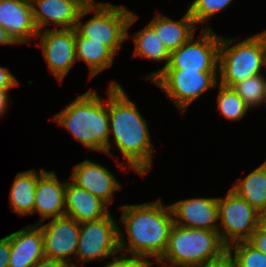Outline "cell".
<instances>
[{
	"label": "cell",
	"mask_w": 266,
	"mask_h": 267,
	"mask_svg": "<svg viewBox=\"0 0 266 267\" xmlns=\"http://www.w3.org/2000/svg\"><path fill=\"white\" fill-rule=\"evenodd\" d=\"M178 49L170 52L169 64L163 70L218 72L221 35L213 29H202Z\"/></svg>",
	"instance_id": "30bf717a"
},
{
	"label": "cell",
	"mask_w": 266,
	"mask_h": 267,
	"mask_svg": "<svg viewBox=\"0 0 266 267\" xmlns=\"http://www.w3.org/2000/svg\"><path fill=\"white\" fill-rule=\"evenodd\" d=\"M75 48L77 62L83 61L88 66L89 81L109 69L116 58V55L107 46L82 37L76 30Z\"/></svg>",
	"instance_id": "7402d4cb"
},
{
	"label": "cell",
	"mask_w": 266,
	"mask_h": 267,
	"mask_svg": "<svg viewBox=\"0 0 266 267\" xmlns=\"http://www.w3.org/2000/svg\"><path fill=\"white\" fill-rule=\"evenodd\" d=\"M258 229L266 233V210L259 212L258 215Z\"/></svg>",
	"instance_id": "8d00e7d4"
},
{
	"label": "cell",
	"mask_w": 266,
	"mask_h": 267,
	"mask_svg": "<svg viewBox=\"0 0 266 267\" xmlns=\"http://www.w3.org/2000/svg\"><path fill=\"white\" fill-rule=\"evenodd\" d=\"M232 89L249 109H257L261 105H266V75L264 73L247 78L235 84Z\"/></svg>",
	"instance_id": "d4e9b609"
},
{
	"label": "cell",
	"mask_w": 266,
	"mask_h": 267,
	"mask_svg": "<svg viewBox=\"0 0 266 267\" xmlns=\"http://www.w3.org/2000/svg\"><path fill=\"white\" fill-rule=\"evenodd\" d=\"M33 267H74L68 262H64L61 260L43 258L38 261Z\"/></svg>",
	"instance_id": "836d02e7"
},
{
	"label": "cell",
	"mask_w": 266,
	"mask_h": 267,
	"mask_svg": "<svg viewBox=\"0 0 266 267\" xmlns=\"http://www.w3.org/2000/svg\"><path fill=\"white\" fill-rule=\"evenodd\" d=\"M10 253V237L7 235L0 239V267H8Z\"/></svg>",
	"instance_id": "4dcf8cb0"
},
{
	"label": "cell",
	"mask_w": 266,
	"mask_h": 267,
	"mask_svg": "<svg viewBox=\"0 0 266 267\" xmlns=\"http://www.w3.org/2000/svg\"><path fill=\"white\" fill-rule=\"evenodd\" d=\"M248 242L257 250L266 255V233L260 231L258 228L253 232Z\"/></svg>",
	"instance_id": "d6a6232c"
},
{
	"label": "cell",
	"mask_w": 266,
	"mask_h": 267,
	"mask_svg": "<svg viewBox=\"0 0 266 267\" xmlns=\"http://www.w3.org/2000/svg\"><path fill=\"white\" fill-rule=\"evenodd\" d=\"M222 37L219 46L218 83L232 88L266 71V29L246 39Z\"/></svg>",
	"instance_id": "5b68a950"
},
{
	"label": "cell",
	"mask_w": 266,
	"mask_h": 267,
	"mask_svg": "<svg viewBox=\"0 0 266 267\" xmlns=\"http://www.w3.org/2000/svg\"><path fill=\"white\" fill-rule=\"evenodd\" d=\"M65 181H61L55 171L41 168L37 171L35 190V205L33 214H39L40 219L34 223H45L47 219L65 215Z\"/></svg>",
	"instance_id": "5bb4252c"
},
{
	"label": "cell",
	"mask_w": 266,
	"mask_h": 267,
	"mask_svg": "<svg viewBox=\"0 0 266 267\" xmlns=\"http://www.w3.org/2000/svg\"><path fill=\"white\" fill-rule=\"evenodd\" d=\"M200 267H237L234 258L226 251L220 258L210 261Z\"/></svg>",
	"instance_id": "1f68e13d"
},
{
	"label": "cell",
	"mask_w": 266,
	"mask_h": 267,
	"mask_svg": "<svg viewBox=\"0 0 266 267\" xmlns=\"http://www.w3.org/2000/svg\"><path fill=\"white\" fill-rule=\"evenodd\" d=\"M227 251L218 230L188 228L174 224L159 267H200Z\"/></svg>",
	"instance_id": "277c9868"
},
{
	"label": "cell",
	"mask_w": 266,
	"mask_h": 267,
	"mask_svg": "<svg viewBox=\"0 0 266 267\" xmlns=\"http://www.w3.org/2000/svg\"><path fill=\"white\" fill-rule=\"evenodd\" d=\"M174 224L218 230V197H195L169 204Z\"/></svg>",
	"instance_id": "9a60e30c"
},
{
	"label": "cell",
	"mask_w": 266,
	"mask_h": 267,
	"mask_svg": "<svg viewBox=\"0 0 266 267\" xmlns=\"http://www.w3.org/2000/svg\"><path fill=\"white\" fill-rule=\"evenodd\" d=\"M1 45H17L8 35L7 31L0 25V46Z\"/></svg>",
	"instance_id": "d590c367"
},
{
	"label": "cell",
	"mask_w": 266,
	"mask_h": 267,
	"mask_svg": "<svg viewBox=\"0 0 266 267\" xmlns=\"http://www.w3.org/2000/svg\"><path fill=\"white\" fill-rule=\"evenodd\" d=\"M227 251L234 258L237 267H266V255L248 241L231 244Z\"/></svg>",
	"instance_id": "83f0119b"
},
{
	"label": "cell",
	"mask_w": 266,
	"mask_h": 267,
	"mask_svg": "<svg viewBox=\"0 0 266 267\" xmlns=\"http://www.w3.org/2000/svg\"><path fill=\"white\" fill-rule=\"evenodd\" d=\"M108 113V155L117 161L120 171L130 172L131 168L138 176L146 175L151 171L155 149L148 121L142 116L136 103L127 96L121 84L115 80L108 85ZM112 141L123 156V162L113 156Z\"/></svg>",
	"instance_id": "6da1fadb"
},
{
	"label": "cell",
	"mask_w": 266,
	"mask_h": 267,
	"mask_svg": "<svg viewBox=\"0 0 266 267\" xmlns=\"http://www.w3.org/2000/svg\"><path fill=\"white\" fill-rule=\"evenodd\" d=\"M9 92L10 90L0 89V117L6 114L7 109H9Z\"/></svg>",
	"instance_id": "e575fe53"
},
{
	"label": "cell",
	"mask_w": 266,
	"mask_h": 267,
	"mask_svg": "<svg viewBox=\"0 0 266 267\" xmlns=\"http://www.w3.org/2000/svg\"><path fill=\"white\" fill-rule=\"evenodd\" d=\"M118 230V221L111 212L101 219L80 223L75 267H79L78 262H101L120 253Z\"/></svg>",
	"instance_id": "ba28073f"
},
{
	"label": "cell",
	"mask_w": 266,
	"mask_h": 267,
	"mask_svg": "<svg viewBox=\"0 0 266 267\" xmlns=\"http://www.w3.org/2000/svg\"><path fill=\"white\" fill-rule=\"evenodd\" d=\"M139 15L133 12L128 22L127 27V38H132L134 42V53L133 57H141L148 59L153 62L162 63V68L153 71L149 75L145 76L150 82L169 64L170 52L164 46L162 41L157 36L155 30L147 23L140 31L134 33L132 37L129 34V28L138 20Z\"/></svg>",
	"instance_id": "ffe728a7"
},
{
	"label": "cell",
	"mask_w": 266,
	"mask_h": 267,
	"mask_svg": "<svg viewBox=\"0 0 266 267\" xmlns=\"http://www.w3.org/2000/svg\"><path fill=\"white\" fill-rule=\"evenodd\" d=\"M19 80L7 67L0 66V89L11 90L18 87Z\"/></svg>",
	"instance_id": "f546056e"
},
{
	"label": "cell",
	"mask_w": 266,
	"mask_h": 267,
	"mask_svg": "<svg viewBox=\"0 0 266 267\" xmlns=\"http://www.w3.org/2000/svg\"><path fill=\"white\" fill-rule=\"evenodd\" d=\"M259 212L229 188L225 197H218V232L222 243L248 241L258 228Z\"/></svg>",
	"instance_id": "9c48e42d"
},
{
	"label": "cell",
	"mask_w": 266,
	"mask_h": 267,
	"mask_svg": "<svg viewBox=\"0 0 266 267\" xmlns=\"http://www.w3.org/2000/svg\"><path fill=\"white\" fill-rule=\"evenodd\" d=\"M148 24L155 30L157 36H159V39L169 52L178 49L186 43L196 33L198 28L188 10L178 20L171 19L170 16L157 12Z\"/></svg>",
	"instance_id": "44dd1931"
},
{
	"label": "cell",
	"mask_w": 266,
	"mask_h": 267,
	"mask_svg": "<svg viewBox=\"0 0 266 267\" xmlns=\"http://www.w3.org/2000/svg\"><path fill=\"white\" fill-rule=\"evenodd\" d=\"M107 98L102 99L97 90L89 89L79 94L52 121L69 131L89 151L108 155L109 113Z\"/></svg>",
	"instance_id": "3957f363"
},
{
	"label": "cell",
	"mask_w": 266,
	"mask_h": 267,
	"mask_svg": "<svg viewBox=\"0 0 266 267\" xmlns=\"http://www.w3.org/2000/svg\"><path fill=\"white\" fill-rule=\"evenodd\" d=\"M120 212V253L150 257L158 262L166 251L174 225L170 206L158 198L151 202L122 205Z\"/></svg>",
	"instance_id": "7a4b0ae2"
},
{
	"label": "cell",
	"mask_w": 266,
	"mask_h": 267,
	"mask_svg": "<svg viewBox=\"0 0 266 267\" xmlns=\"http://www.w3.org/2000/svg\"><path fill=\"white\" fill-rule=\"evenodd\" d=\"M258 212L266 210V160L230 188Z\"/></svg>",
	"instance_id": "cb8c5ba5"
},
{
	"label": "cell",
	"mask_w": 266,
	"mask_h": 267,
	"mask_svg": "<svg viewBox=\"0 0 266 267\" xmlns=\"http://www.w3.org/2000/svg\"><path fill=\"white\" fill-rule=\"evenodd\" d=\"M8 236L11 248L8 267H33L45 258L42 231L37 224L21 227Z\"/></svg>",
	"instance_id": "ac0fdd59"
},
{
	"label": "cell",
	"mask_w": 266,
	"mask_h": 267,
	"mask_svg": "<svg viewBox=\"0 0 266 267\" xmlns=\"http://www.w3.org/2000/svg\"><path fill=\"white\" fill-rule=\"evenodd\" d=\"M94 14L90 19L82 21L88 14ZM133 11L124 5L109 2L101 5H85L80 12L75 30L90 41L101 42L115 55L127 38L128 22Z\"/></svg>",
	"instance_id": "8992f818"
},
{
	"label": "cell",
	"mask_w": 266,
	"mask_h": 267,
	"mask_svg": "<svg viewBox=\"0 0 266 267\" xmlns=\"http://www.w3.org/2000/svg\"><path fill=\"white\" fill-rule=\"evenodd\" d=\"M34 23L38 31L72 29L76 27L80 12L85 6L80 0H30Z\"/></svg>",
	"instance_id": "e0dca14e"
},
{
	"label": "cell",
	"mask_w": 266,
	"mask_h": 267,
	"mask_svg": "<svg viewBox=\"0 0 266 267\" xmlns=\"http://www.w3.org/2000/svg\"><path fill=\"white\" fill-rule=\"evenodd\" d=\"M84 5H101L105 2H97V0H80Z\"/></svg>",
	"instance_id": "74e56055"
},
{
	"label": "cell",
	"mask_w": 266,
	"mask_h": 267,
	"mask_svg": "<svg viewBox=\"0 0 266 267\" xmlns=\"http://www.w3.org/2000/svg\"><path fill=\"white\" fill-rule=\"evenodd\" d=\"M155 264L157 262L150 257L118 253L110 261H105L104 267H154Z\"/></svg>",
	"instance_id": "f1b7e54d"
},
{
	"label": "cell",
	"mask_w": 266,
	"mask_h": 267,
	"mask_svg": "<svg viewBox=\"0 0 266 267\" xmlns=\"http://www.w3.org/2000/svg\"><path fill=\"white\" fill-rule=\"evenodd\" d=\"M37 169L18 172L9 193L10 211L19 216L33 215Z\"/></svg>",
	"instance_id": "603a6c76"
},
{
	"label": "cell",
	"mask_w": 266,
	"mask_h": 267,
	"mask_svg": "<svg viewBox=\"0 0 266 267\" xmlns=\"http://www.w3.org/2000/svg\"><path fill=\"white\" fill-rule=\"evenodd\" d=\"M68 179L100 198L108 206L114 198V193L122 189L121 183L108 167L89 159L74 165Z\"/></svg>",
	"instance_id": "4fadbf2b"
},
{
	"label": "cell",
	"mask_w": 266,
	"mask_h": 267,
	"mask_svg": "<svg viewBox=\"0 0 266 267\" xmlns=\"http://www.w3.org/2000/svg\"><path fill=\"white\" fill-rule=\"evenodd\" d=\"M109 206L97 196L72 183L65 186V215L78 223L98 220L109 213Z\"/></svg>",
	"instance_id": "d6986e66"
},
{
	"label": "cell",
	"mask_w": 266,
	"mask_h": 267,
	"mask_svg": "<svg viewBox=\"0 0 266 267\" xmlns=\"http://www.w3.org/2000/svg\"><path fill=\"white\" fill-rule=\"evenodd\" d=\"M233 0H194L188 4V12L194 20L195 25L205 24L202 29H212L209 20L218 13L227 9ZM205 26V28H204Z\"/></svg>",
	"instance_id": "4316f807"
},
{
	"label": "cell",
	"mask_w": 266,
	"mask_h": 267,
	"mask_svg": "<svg viewBox=\"0 0 266 267\" xmlns=\"http://www.w3.org/2000/svg\"><path fill=\"white\" fill-rule=\"evenodd\" d=\"M42 52L49 73L62 84L65 76L76 64L75 28L39 31L35 39Z\"/></svg>",
	"instance_id": "8fae6325"
},
{
	"label": "cell",
	"mask_w": 266,
	"mask_h": 267,
	"mask_svg": "<svg viewBox=\"0 0 266 267\" xmlns=\"http://www.w3.org/2000/svg\"><path fill=\"white\" fill-rule=\"evenodd\" d=\"M217 87V110L223 118L232 122L240 121L249 111H252L232 88L222 86L219 83Z\"/></svg>",
	"instance_id": "484cf974"
},
{
	"label": "cell",
	"mask_w": 266,
	"mask_h": 267,
	"mask_svg": "<svg viewBox=\"0 0 266 267\" xmlns=\"http://www.w3.org/2000/svg\"><path fill=\"white\" fill-rule=\"evenodd\" d=\"M184 115L189 106L209 90L216 89L218 72L162 70L152 81Z\"/></svg>",
	"instance_id": "52a82bcc"
},
{
	"label": "cell",
	"mask_w": 266,
	"mask_h": 267,
	"mask_svg": "<svg viewBox=\"0 0 266 267\" xmlns=\"http://www.w3.org/2000/svg\"><path fill=\"white\" fill-rule=\"evenodd\" d=\"M37 225L42 231L45 258L68 262L75 267L73 256L78 247L80 223L64 215Z\"/></svg>",
	"instance_id": "7c38bea8"
},
{
	"label": "cell",
	"mask_w": 266,
	"mask_h": 267,
	"mask_svg": "<svg viewBox=\"0 0 266 267\" xmlns=\"http://www.w3.org/2000/svg\"><path fill=\"white\" fill-rule=\"evenodd\" d=\"M0 25L16 44H32L38 29L30 0H0Z\"/></svg>",
	"instance_id": "2e32d148"
}]
</instances>
